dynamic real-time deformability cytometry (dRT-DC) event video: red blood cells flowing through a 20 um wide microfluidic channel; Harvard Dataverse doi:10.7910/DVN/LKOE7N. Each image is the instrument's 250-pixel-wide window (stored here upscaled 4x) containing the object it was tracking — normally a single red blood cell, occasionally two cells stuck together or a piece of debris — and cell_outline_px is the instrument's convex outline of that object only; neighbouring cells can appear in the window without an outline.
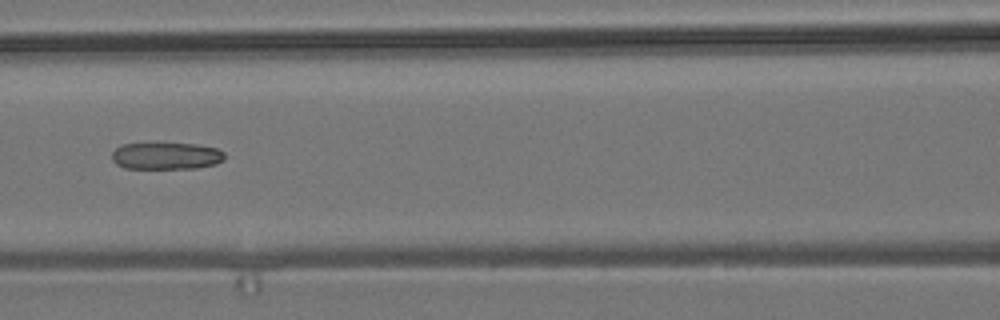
{"species": "common noctule bat (a hibernating species)", "species_latin": "Nyctalus noctula", "temperature_condition": "room temperature", "stored_images_in_passage": 7, "camera_frame_rate_fps": 3000, "um_per_image_px": 0.085, "animal": {"sex": "male", "body_mass_g": 19.2, "forearm_length_mm": 51.8}, "frame": {"image": 1, "passage_image": 7, "time_ms": 7.0, "image_size_px": [1000, 320], "cell_outline_px": [[224, 160], [216, 164], [196, 168], [124, 168], [116, 164], [112, 160], [112, 152], [120, 144], [196, 144], [216, 148], [224, 152]], "centroid_in_image_um": [14.12, 13.26], "position_along_channel_um": 152.5, "area_um2": 17.63}}